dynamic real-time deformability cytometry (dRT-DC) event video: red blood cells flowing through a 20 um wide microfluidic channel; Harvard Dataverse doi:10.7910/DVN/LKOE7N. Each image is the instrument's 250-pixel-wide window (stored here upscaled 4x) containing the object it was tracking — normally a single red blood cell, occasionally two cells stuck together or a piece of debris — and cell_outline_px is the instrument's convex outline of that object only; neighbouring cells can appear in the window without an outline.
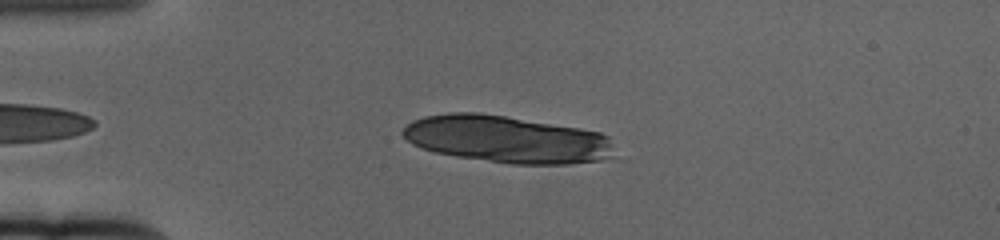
{"species": "human", "species_latin": "Homo sapiens", "temperature_condition": "cold", "stored_images_in_passage": 46, "segment_of_instrument_passage": [1, 2], "camera_frame_rate_fps": 3000, "um_per_image_px": 0.085, "donor": {"sex": "female"}, "frame": {"image": 1, "passage_image": 1, "time_ms": 0.0, "image_size_px": [1000, 240], "cell_outline_px": [[608, 156], [600, 160], [568, 164], [508, 164], [456, 156], [436, 152], [412, 144], [400, 132], [408, 124], [424, 116], [448, 112], [476, 112], [504, 116], [580, 128], [600, 132], [608, 136]], "centroid_in_image_um": [43.0, 11.83], "position_along_channel_um": 42.0, "area_um2": 57.4}}